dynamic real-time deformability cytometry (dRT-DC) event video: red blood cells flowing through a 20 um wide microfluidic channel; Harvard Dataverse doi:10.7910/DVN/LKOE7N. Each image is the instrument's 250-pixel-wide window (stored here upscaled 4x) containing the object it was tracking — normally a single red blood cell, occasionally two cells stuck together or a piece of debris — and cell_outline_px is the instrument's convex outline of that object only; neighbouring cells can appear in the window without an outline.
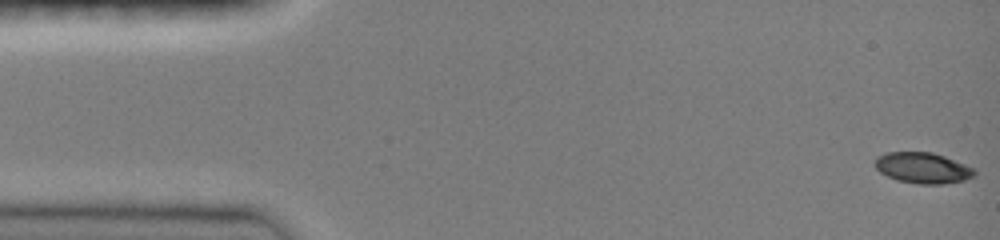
{"species": "common noctule bat (a hibernating species)", "species_latin": "Nyctalus noctula", "temperature_condition": "room temperature", "stored_images_in_passage": 16, "camera_frame_rate_fps": 3000, "um_per_image_px": 0.085, "animal": {"sex": "female", "body_mass_g": 19.0, "forearm_length_mm": 51.5}, "frame": {"image": 1, "passage_image": 1, "time_ms": 0.0, "image_size_px": [1000, 240], "cell_outline_px": [[976, 172], [972, 176], [964, 180], [940, 184], [920, 184], [896, 180], [880, 172], [876, 168], [876, 156], [888, 152], [932, 152], [944, 156], [976, 168]], "centroid_in_image_um": [78.44, 14.27], "position_along_channel_um": 6.6, "area_um2": 17.8}}
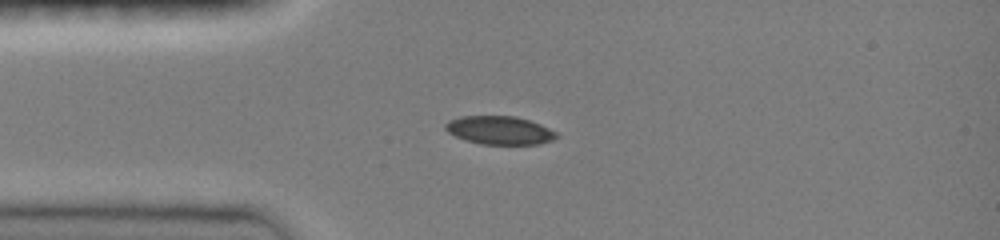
{"frame": {"image": 2, "passage_image": 11, "time_ms": 3.667, "image_size_px": [1000, 240], "cell_outline_px": [[560, 136], [552, 140], [540, 144], [480, 144], [464, 140], [448, 132], [444, 128], [444, 124], [448, 120], [460, 116], [516, 116], [540, 124], [556, 132]], "centroid_in_image_um": [42.44, 11.07], "position_along_channel_um": 42.6, "area_um2": 18.44}}
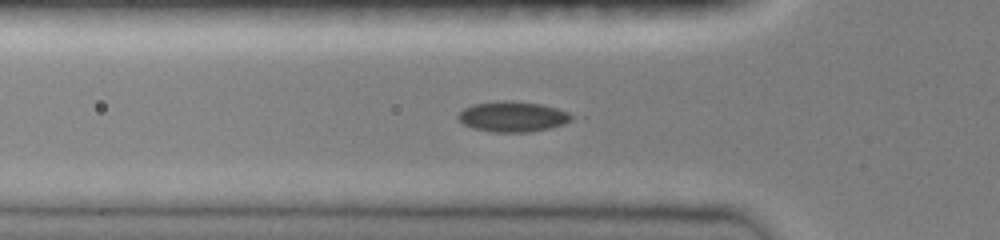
{"frame": {"image": 3, "passage_image": 15, "time_ms": 5.0, "image_size_px": [1000, 240], "cell_outline_px": [[576, 116], [572, 120], [564, 124], [548, 128], [528, 132], [492, 132], [472, 128], [464, 124], [456, 116], [464, 108], [472, 104], [496, 100], [512, 100], [540, 104], [556, 108], [568, 112]], "centroid_in_image_um": [43.57, 9.9], "position_along_channel_um": 82.2, "area_um2": 20.29}}